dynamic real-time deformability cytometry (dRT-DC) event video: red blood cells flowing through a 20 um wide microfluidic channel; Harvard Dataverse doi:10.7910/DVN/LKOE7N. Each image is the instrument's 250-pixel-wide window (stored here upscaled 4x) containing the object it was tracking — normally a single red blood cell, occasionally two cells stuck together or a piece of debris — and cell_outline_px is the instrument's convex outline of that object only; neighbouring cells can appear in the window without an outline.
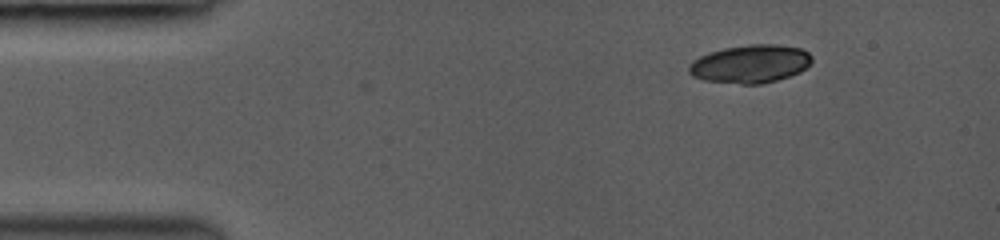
{"species": "common noctule bat (a hibernating species)", "species_latin": "Nyctalus noctula", "temperature_condition": "room temperature", "stored_images_in_passage": 2, "camera_frame_rate_fps": 3000, "um_per_image_px": 0.085, "animal": {"sex": "female", "body_mass_g": 19.0, "forearm_length_mm": 53.3}, "frame": {"image": 1, "passage_image": 2, "time_ms": 0.333, "image_size_px": [1000, 240], "cell_outline_px": [[812, 60], [800, 72], [776, 80], [760, 84], [740, 84], [704, 80], [692, 76], [688, 72], [688, 64], [692, 60], [708, 52], [724, 48], [748, 44], [776, 44], [800, 48], [808, 52], [812, 56]], "centroid_in_image_um": [63.74, 5.42], "position_along_channel_um": 21.3, "area_um2": 27.4}}